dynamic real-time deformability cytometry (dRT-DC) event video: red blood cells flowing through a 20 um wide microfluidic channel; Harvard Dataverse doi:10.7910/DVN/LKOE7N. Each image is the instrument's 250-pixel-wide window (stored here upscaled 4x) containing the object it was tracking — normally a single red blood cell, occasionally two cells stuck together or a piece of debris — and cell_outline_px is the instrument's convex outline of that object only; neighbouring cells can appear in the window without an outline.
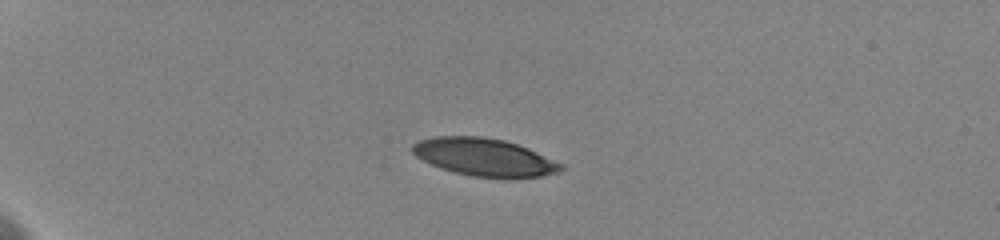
{"species": "human", "species_latin": "Homo sapiens", "temperature_condition": "cold", "stored_images_in_passage": 43, "camera_frame_rate_fps": 3000, "um_per_image_px": 0.085, "donor": {"sex": "female"}, "frame": {"image": 1, "passage_image": 1, "time_ms": 0.0, "image_size_px": [1000, 240], "cell_outline_px": [[564, 168], [560, 172], [540, 176], [472, 176], [440, 168], [416, 156], [412, 152], [412, 144], [420, 140], [432, 136], [480, 136], [504, 140], [528, 148], [564, 164]], "centroid_in_image_um": [41.15, 13.33], "position_along_channel_um": 43.8, "area_um2": 32.02}}
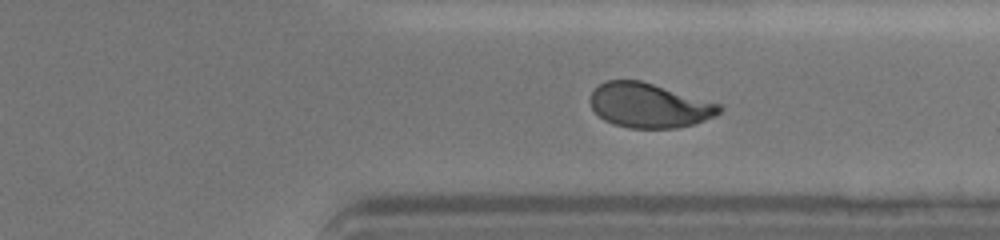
{"frame": {"image": 2, "passage_image": 32, "time_ms": 10.333, "image_size_px": [1000, 240], "cell_outline_px": [[724, 108], [716, 116], [692, 124], [676, 128], [628, 128], [612, 124], [604, 120], [592, 108], [588, 100], [592, 92], [600, 84], [608, 80], [640, 80], [720, 104]], "centroid_in_image_um": [55.16, 8.97], "position_along_channel_um": 356.2, "area_um2": 33.41}}
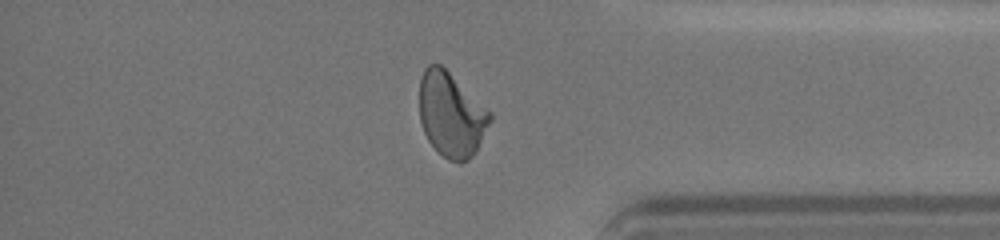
{"frame": {"image": 3, "passage_image": 36, "time_ms": 11.667, "image_size_px": [1000, 240], "cell_outline_px": [[492, 120], [472, 156], [468, 160], [460, 164], [448, 160], [428, 140], [424, 132], [420, 120], [420, 80], [424, 68], [428, 64], [440, 64], [492, 112]], "centroid_in_image_um": [38.36, 9.74], "position_along_channel_um": 396.8, "area_um2": 34.51}, "authors_computed_cell_mechanics": {"area_um2": 34.1598, "velocity_mm_per_s": 3.5841, "shape_relaxation_time_tau1_ms": 4.2033, "shape_relaxation_time_tau2_ms": 1.6533, "deformation_change_tau1": 0.1609, "deformation_change_tau2": 0.0691}}